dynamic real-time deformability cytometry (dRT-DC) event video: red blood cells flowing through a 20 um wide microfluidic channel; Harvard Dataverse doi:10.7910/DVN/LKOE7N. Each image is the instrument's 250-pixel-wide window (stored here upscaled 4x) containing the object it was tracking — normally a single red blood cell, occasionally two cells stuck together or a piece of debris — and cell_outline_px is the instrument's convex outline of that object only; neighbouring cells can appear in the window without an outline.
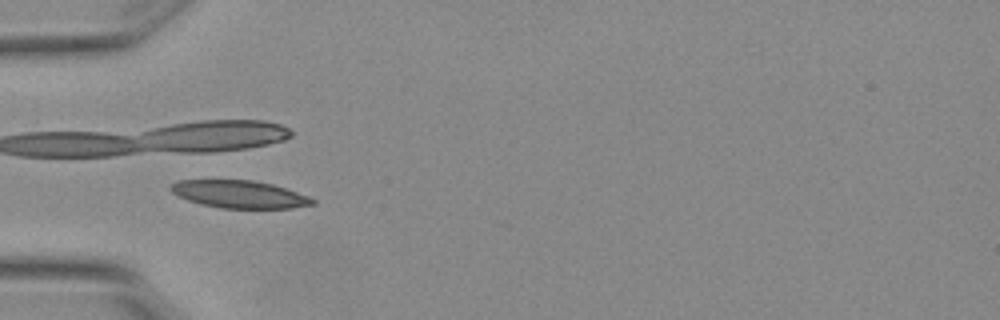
{"species": "Egyptian fruit bat (a non-hibernating species)", "species_latin": "Rousettus aegyptiacus", "temperature_condition": "warm", "stored_images_in_passage": 7, "camera_frame_rate_fps": 3000, "um_per_image_px": 0.085, "animal": {"sex": "female"}, "frame": {"image": 1, "passage_image": 5, "time_ms": 1.333, "image_size_px": [1000, 320], "cell_outline_px": [[316, 204], [292, 208], [220, 208], [200, 204], [188, 200], [172, 192], [168, 188], [172, 184], [180, 180], [252, 180], [272, 184], [308, 196], [316, 200]], "centroid_in_image_um": [20.36, 16.52], "position_along_channel_um": 64.6, "area_um2": 22.66}}